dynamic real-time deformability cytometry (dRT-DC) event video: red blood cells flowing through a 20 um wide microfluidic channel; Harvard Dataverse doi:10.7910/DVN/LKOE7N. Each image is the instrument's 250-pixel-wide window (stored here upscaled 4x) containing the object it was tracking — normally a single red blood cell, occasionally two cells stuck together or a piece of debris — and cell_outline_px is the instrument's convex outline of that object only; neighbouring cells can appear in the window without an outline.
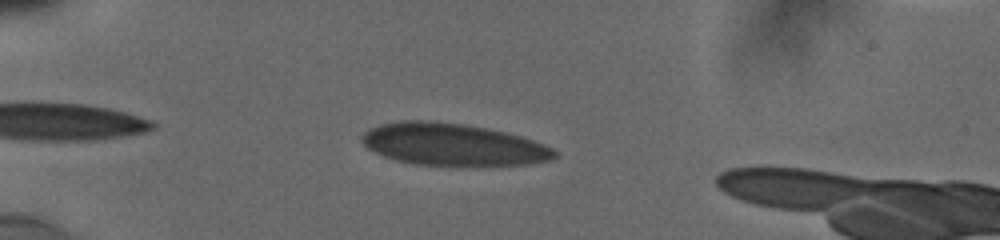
{"species": "human", "species_latin": "Homo sapiens", "temperature_condition": "cold", "stored_images_in_passage": 51, "camera_frame_rate_fps": 3000, "um_per_image_px": 0.085, "donor": {"sex": "male"}, "frame": {"image": 1, "passage_image": 6, "time_ms": 1.333, "image_size_px": [1000, 240], "cell_outline_px": [[556, 156], [552, 160], [528, 164], [460, 168], [452, 168], [412, 164], [396, 160], [384, 156], [368, 148], [360, 140], [360, 136], [364, 132], [380, 124], [400, 120], [432, 120], [464, 124], [504, 132], [520, 136], [544, 144], [552, 148], [556, 152]], "centroid_in_image_um": [38.49, 12.32], "position_along_channel_um": 46.5, "area_um2": 48.44}}
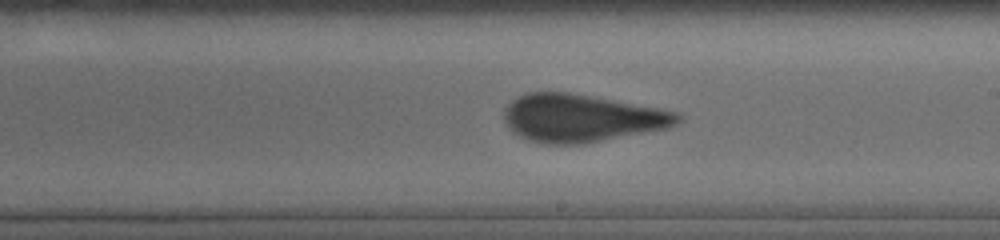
{"frame": {"image": 2, "passage_image": 29, "time_ms": 7.333, "image_size_px": [1000, 240], "cell_outline_px": [[680, 120], [676, 124], [668, 128], [584, 144], [544, 144], [528, 140], [512, 132], [508, 128], [504, 120], [504, 108], [516, 96], [524, 92], [568, 92], [656, 108], [676, 112], [680, 116]], "centroid_in_image_um": [49.35, 10.05], "position_along_channel_um": 239.7, "area_um2": 48.15}}
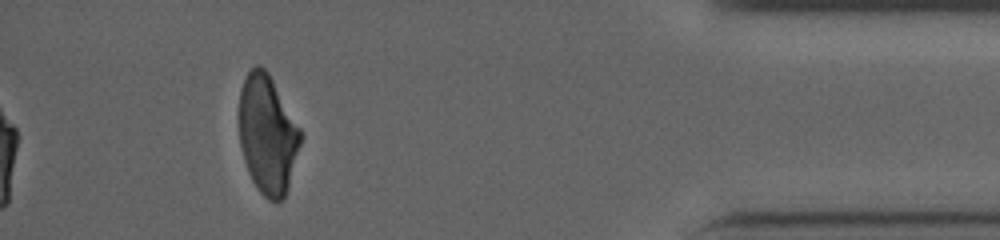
{"frame": {"image": 3, "passage_image": 51, "time_ms": 13.0, "image_size_px": [1000, 240], "cell_outline_px": [[300, 144], [288, 188], [284, 200], [276, 204], [268, 200], [260, 192], [252, 180], [248, 172], [240, 148], [240, 88], [248, 72], [256, 64], [260, 64], [268, 72], [300, 128]], "centroid_in_image_um": [22.73, 11.46], "position_along_channel_um": 412.5, "area_um2": 42.31}, "authors_computed_cell_mechanics": {"area_um2": 47.4538, "velocity_mm_per_s": 3.8323, "shape_relaxation_time_tau1_ms": null, "shape_relaxation_time_tau2_ms": 0.5598, "deformation_change_tau1": null, "deformation_change_tau2": 0.0566}}